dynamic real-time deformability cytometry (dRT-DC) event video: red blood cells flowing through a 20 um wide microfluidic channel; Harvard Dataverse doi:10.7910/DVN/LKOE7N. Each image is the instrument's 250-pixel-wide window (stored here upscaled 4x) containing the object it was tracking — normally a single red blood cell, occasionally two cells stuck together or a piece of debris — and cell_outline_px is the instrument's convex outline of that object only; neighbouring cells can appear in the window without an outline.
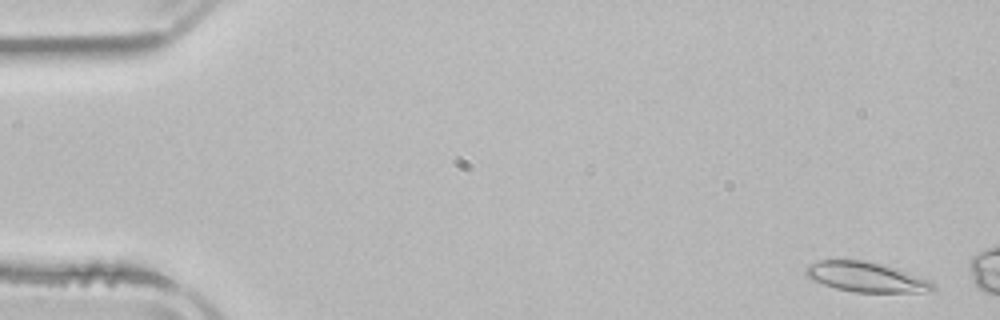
{"species": "common noctule bat (a hibernating species)", "species_latin": "Nyctalus noctula", "temperature_condition": "room temperature", "stored_images_in_passage": 4, "camera_frame_rate_fps": 3000, "um_per_image_px": 0.085, "animal": {"sex": "male", "body_mass_g": 21.5, "forearm_length_mm": 52.0}, "frame": {"image": 1, "passage_image": 1, "time_ms": 0.0, "image_size_px": [1000, 320], "cell_outline_px": [[936, 288], [920, 292], [852, 292], [836, 288], [812, 280], [804, 272], [804, 268], [808, 264], [820, 260], [864, 260], [896, 268], [928, 280], [936, 284]], "centroid_in_image_um": [73.57, 23.54], "position_along_channel_um": 11.4, "area_um2": 21.96}}